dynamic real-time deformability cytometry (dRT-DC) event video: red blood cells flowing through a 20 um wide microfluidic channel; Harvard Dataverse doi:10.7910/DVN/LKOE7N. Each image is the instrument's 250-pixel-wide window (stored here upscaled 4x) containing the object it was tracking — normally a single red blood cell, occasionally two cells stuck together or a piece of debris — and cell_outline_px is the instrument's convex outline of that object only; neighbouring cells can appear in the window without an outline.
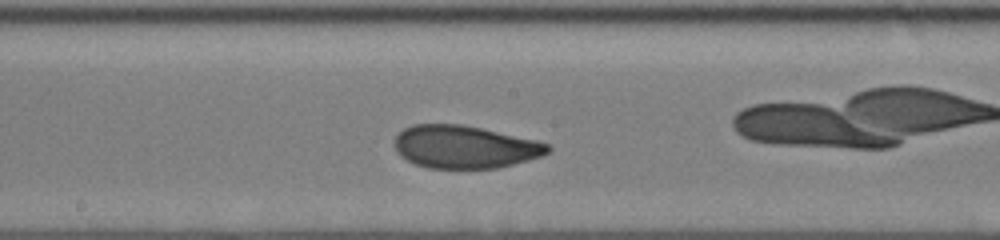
{"species": "human", "species_latin": "Homo sapiens", "temperature_condition": "cold", "stored_images_in_passage": 25, "camera_frame_rate_fps": 3000, "um_per_image_px": 0.085, "donor": {"sex": "male"}, "frame": {"image": 1, "passage_image": 18, "time_ms": 8.333, "image_size_px": [1000, 240], "cell_outline_px": [[552, 148], [548, 152], [540, 156], [528, 160], [496, 168], [428, 168], [416, 164], [400, 156], [396, 152], [396, 136], [404, 128], [412, 124], [464, 124], [536, 140], [548, 144]], "centroid_in_image_um": [39.49, 12.48], "position_along_channel_um": 208.7, "area_um2": 38.03}}